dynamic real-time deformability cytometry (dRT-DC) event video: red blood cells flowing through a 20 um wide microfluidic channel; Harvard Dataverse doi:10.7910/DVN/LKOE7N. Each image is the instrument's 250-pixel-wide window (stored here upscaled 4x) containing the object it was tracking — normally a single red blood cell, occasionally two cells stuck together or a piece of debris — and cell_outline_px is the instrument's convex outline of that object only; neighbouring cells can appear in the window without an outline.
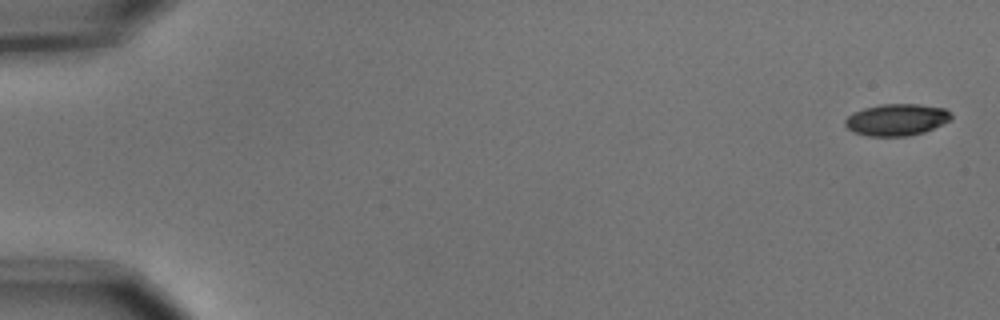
{"species": "common noctule bat (a hibernating species)", "species_latin": "Nyctalus noctula", "temperature_condition": "cold", "stored_images_in_passage": 9, "camera_frame_rate_fps": 3000, "um_per_image_px": 0.085, "animal": {"sex": "male", "body_mass_g": 15.6}, "frame": {"image": 1, "passage_image": 1, "time_ms": 0.0, "image_size_px": [1000, 320], "cell_outline_px": [[952, 120], [924, 132], [908, 136], [868, 136], [856, 132], [848, 128], [844, 124], [844, 120], [852, 112], [864, 108], [880, 104], [920, 104], [944, 108], [952, 112]], "centroid_in_image_um": [76.24, 10.16], "position_along_channel_um": 8.8, "area_um2": 19.77}}
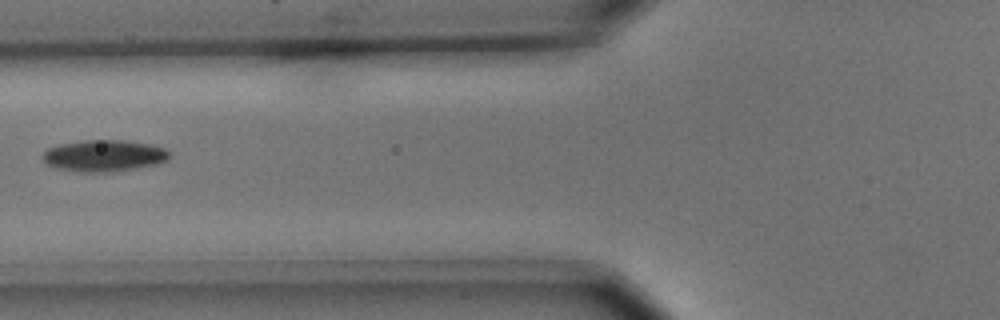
{"frame": {"image": 2, "passage_image": 6, "time_ms": 1.667, "image_size_px": [1000, 320], "cell_outline_px": [[172, 156], [168, 160], [156, 164], [136, 168], [112, 172], [80, 172], [56, 168], [48, 164], [40, 156], [48, 148], [60, 144], [84, 140], [124, 140], [148, 144], [164, 148]], "centroid_in_image_um": [8.84, 13.24], "position_along_channel_um": 117.0, "area_um2": 23.35}}
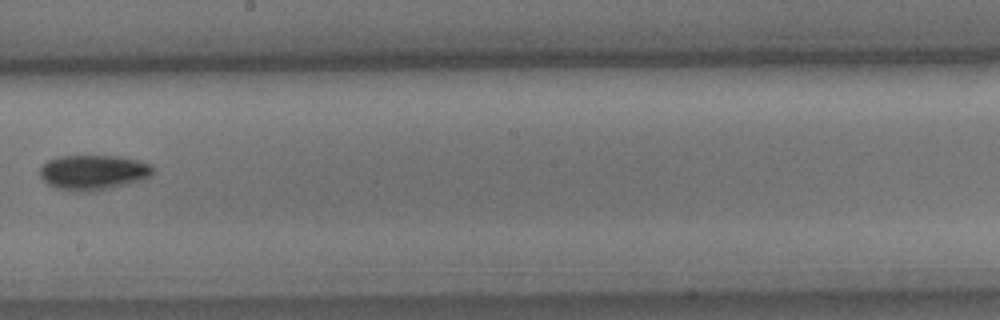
{"frame": {"image": 3, "passage_image": 9, "time_ms": 2.667, "image_size_px": [1000, 320], "cell_outline_px": [[152, 176], [148, 180], [96, 192], [76, 192], [56, 188], [48, 184], [40, 176], [40, 168], [48, 160], [60, 156], [116, 156], [136, 160], [152, 164]], "centroid_in_image_um": [7.98, 14.68], "position_along_channel_um": 240.2, "area_um2": 23.52}}